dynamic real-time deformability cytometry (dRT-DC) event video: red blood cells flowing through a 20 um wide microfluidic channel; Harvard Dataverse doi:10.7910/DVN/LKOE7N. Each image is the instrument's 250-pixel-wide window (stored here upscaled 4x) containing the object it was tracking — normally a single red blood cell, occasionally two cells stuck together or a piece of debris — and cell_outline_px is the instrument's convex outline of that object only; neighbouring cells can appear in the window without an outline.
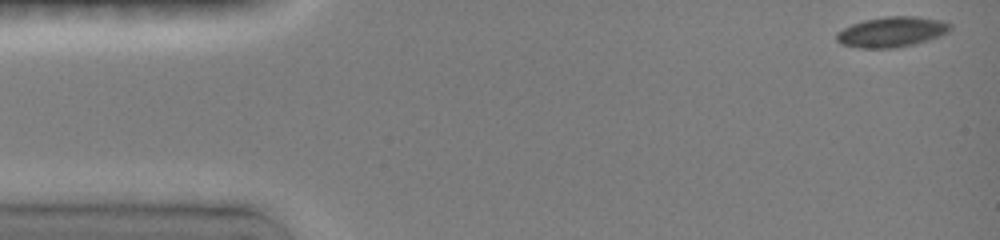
{"species": "common noctule bat (a hibernating species)", "species_latin": "Nyctalus noctula", "temperature_condition": "room temperature", "stored_images_in_passage": 15, "camera_frame_rate_fps": 3000, "um_per_image_px": 0.085, "animal": {"sex": "female", "body_mass_g": 19.0, "forearm_length_mm": 51.5}, "frame": {"image": 1, "passage_image": 1, "time_ms": 0.0, "image_size_px": [1000, 240], "cell_outline_px": [[952, 28], [948, 32], [940, 36], [928, 40], [896, 48], [856, 48], [840, 44], [836, 40], [836, 32], [852, 24], [864, 20], [888, 16], [912, 16], [944, 20], [952, 24]], "centroid_in_image_um": [75.8, 2.71], "position_along_channel_um": 9.2, "area_um2": 20.23}}
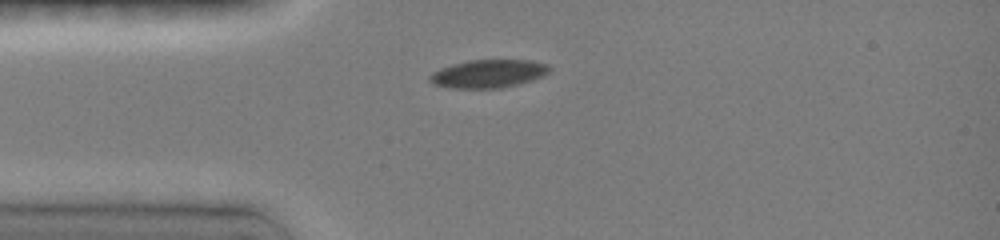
{"frame": {"image": 2, "passage_image": 8, "time_ms": 3.333, "image_size_px": [1000, 240], "cell_outline_px": [[548, 72], [540, 76], [516, 84], [500, 88], [452, 88], [436, 84], [432, 80], [432, 76], [440, 68], [452, 64], [468, 60], [528, 60], [544, 64], [548, 68]], "centroid_in_image_um": [41.49, 6.25], "position_along_channel_um": 43.5, "area_um2": 18.79}}
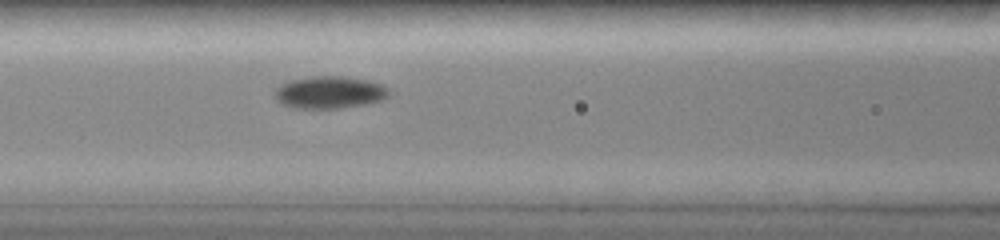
{"frame": {"image": 3, "passage_image": 15, "time_ms": 6.0, "image_size_px": [1000, 240], "cell_outline_px": [[388, 96], [380, 100], [364, 104], [336, 108], [292, 108], [276, 100], [276, 88], [280, 84], [292, 80], [312, 76], [340, 76], [364, 80], [380, 84], [388, 92]], "centroid_in_image_um": [27.94, 7.85], "position_along_channel_um": 138.7, "area_um2": 20.92}}